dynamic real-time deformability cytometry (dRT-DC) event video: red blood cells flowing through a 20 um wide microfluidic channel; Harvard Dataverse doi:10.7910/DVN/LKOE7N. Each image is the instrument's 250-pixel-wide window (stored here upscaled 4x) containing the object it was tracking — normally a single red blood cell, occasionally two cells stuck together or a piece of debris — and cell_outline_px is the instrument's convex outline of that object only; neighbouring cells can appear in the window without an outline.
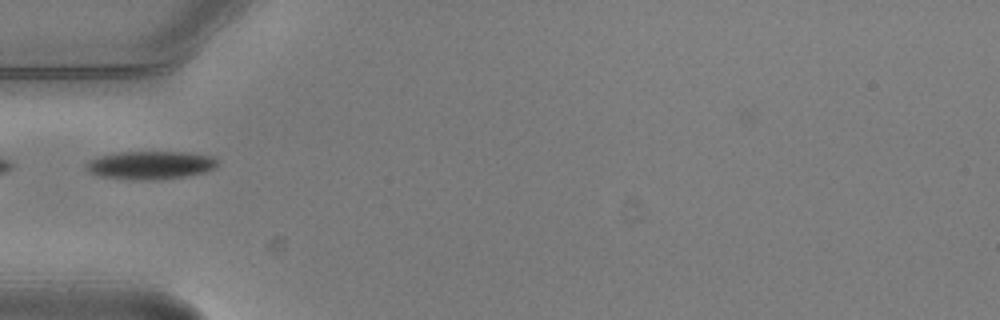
{"species": "common noctule bat (a hibernating species)", "species_latin": "Nyctalus noctula", "temperature_condition": "warm", "stored_images_in_passage": 6, "camera_frame_rate_fps": 3000, "um_per_image_px": 0.085, "animal": {"sex": "male", "body_mass_g": 20.5, "forearm_length_mm": 52.5}, "frame": {"image": 1, "passage_image": 6, "time_ms": 1.667, "image_size_px": [1000, 320], "cell_outline_px": [[216, 164], [212, 168], [204, 172], [184, 176], [160, 180], [136, 180], [100, 176], [88, 172], [84, 168], [84, 164], [88, 160], [112, 152], [188, 152], [212, 156], [216, 160]], "centroid_in_image_um": [12.7, 14.03], "position_along_channel_um": 72.3, "area_um2": 21.68}}